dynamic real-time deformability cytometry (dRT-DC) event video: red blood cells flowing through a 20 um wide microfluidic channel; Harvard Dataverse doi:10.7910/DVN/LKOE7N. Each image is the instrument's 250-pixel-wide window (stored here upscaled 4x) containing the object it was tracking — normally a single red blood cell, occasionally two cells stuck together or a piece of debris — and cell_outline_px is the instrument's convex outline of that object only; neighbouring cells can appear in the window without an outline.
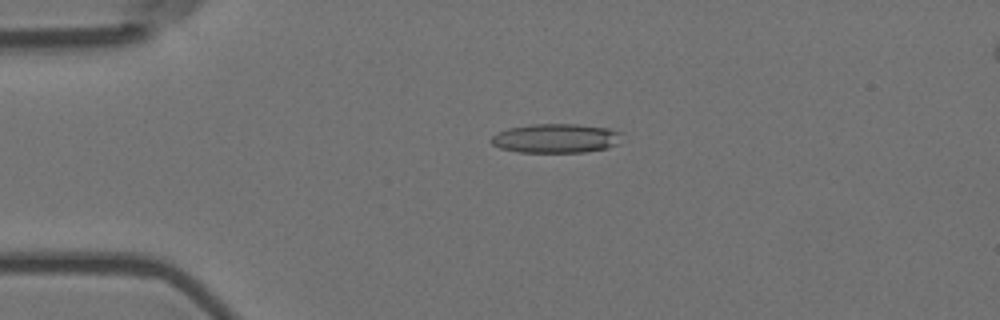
{"species": "Egyptian fruit bat (a non-hibernating species)", "species_latin": "Rousettus aegyptiacus", "temperature_condition": "room temperature", "stored_images_in_passage": 5, "camera_frame_rate_fps": 3000, "um_per_image_px": 0.085, "animal": {"sex": "female"}, "frame": {"image": 1, "passage_image": 3, "time_ms": 0.667, "image_size_px": [1000, 320], "cell_outline_px": [[620, 132], [616, 144], [608, 148], [584, 152], [520, 152], [500, 148], [492, 144], [488, 140], [492, 136], [508, 128], [532, 124], [576, 124], [608, 128]], "centroid_in_image_um": [47.2, 11.76], "position_along_channel_um": 37.8, "area_um2": 22.02}}